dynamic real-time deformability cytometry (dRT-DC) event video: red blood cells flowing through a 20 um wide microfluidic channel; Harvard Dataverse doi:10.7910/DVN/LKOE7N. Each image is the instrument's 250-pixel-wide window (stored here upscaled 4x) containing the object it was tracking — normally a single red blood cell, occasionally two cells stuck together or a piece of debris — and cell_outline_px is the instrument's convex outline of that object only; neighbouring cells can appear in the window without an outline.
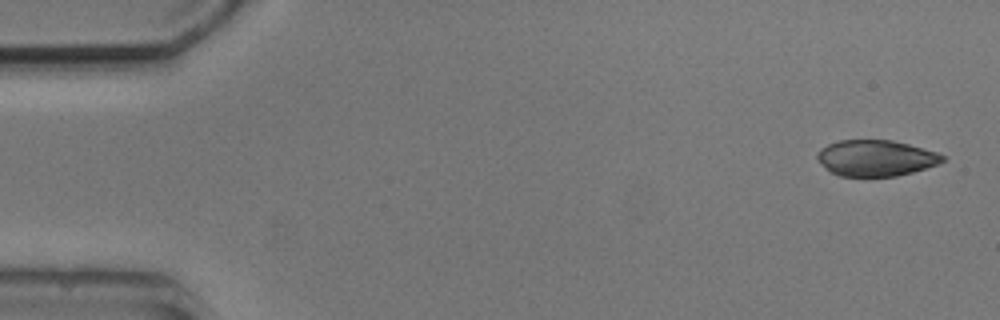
{"species": "common noctule bat (a hibernating species)", "species_latin": "Nyctalus noctula", "temperature_condition": "cold", "stored_images_in_passage": 7, "camera_frame_rate_fps": 3000, "um_per_image_px": 0.085, "animal": {"sex": "male", "body_mass_g": 20.5, "forearm_length_mm": 52.5}, "frame": {"image": 1, "passage_image": 1, "time_ms": 0.0, "image_size_px": [1000, 320], "cell_outline_px": [[948, 156], [940, 164], [912, 172], [896, 176], [840, 176], [832, 172], [816, 156], [820, 148], [828, 144], [840, 140], [892, 140], [908, 144], [936, 152]], "centroid_in_image_um": [74.5, 13.43], "position_along_channel_um": 10.5, "area_um2": 26.13}}
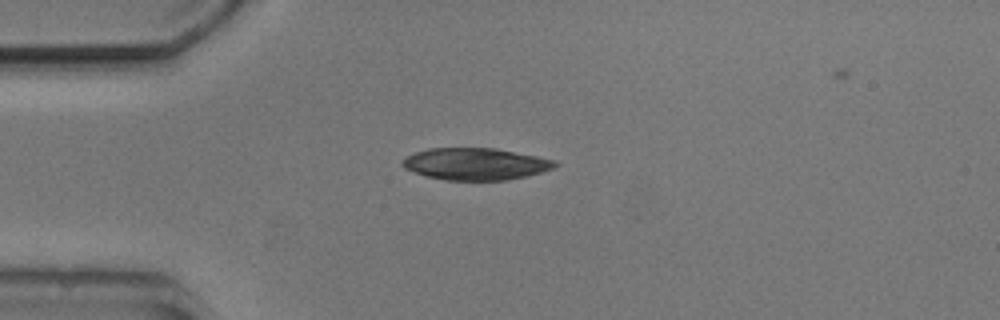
{"frame": {"image": 2, "passage_image": 4, "time_ms": 3.667, "image_size_px": [1000, 320], "cell_outline_px": [[560, 164], [552, 168], [528, 176], [508, 180], [444, 180], [428, 176], [404, 168], [400, 164], [408, 156], [416, 152], [428, 148], [496, 148], [556, 160]], "centroid_in_image_um": [40.45, 13.93], "position_along_channel_um": 44.5, "area_um2": 28.26}}